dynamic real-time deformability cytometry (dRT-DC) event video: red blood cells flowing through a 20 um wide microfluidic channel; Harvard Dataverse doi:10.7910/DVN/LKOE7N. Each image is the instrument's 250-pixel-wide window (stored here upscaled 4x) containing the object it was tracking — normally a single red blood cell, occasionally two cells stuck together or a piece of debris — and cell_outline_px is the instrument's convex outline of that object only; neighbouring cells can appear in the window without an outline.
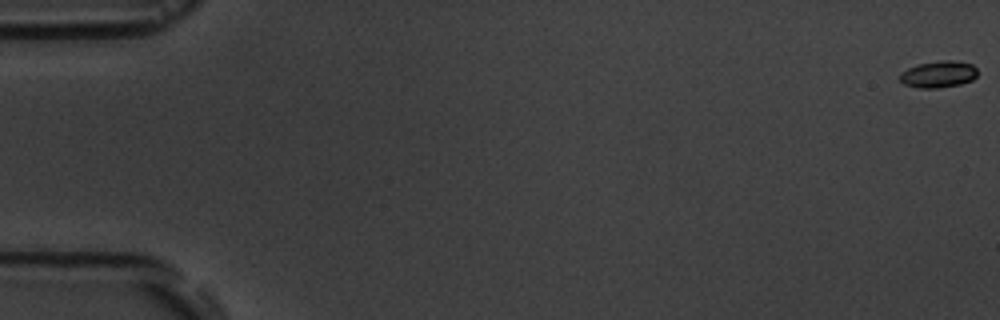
{"species": "common noctule bat (a hibernating species)", "species_latin": "Nyctalus noctula", "temperature_condition": "room temperature", "stored_images_in_passage": 6, "camera_frame_rate_fps": 3000, "um_per_image_px": 0.085, "animal": {"sex": "male", "body_mass_g": 19.5, "forearm_length_mm": 54.6}, "frame": {"image": 1, "passage_image": 1, "time_ms": 0.0, "image_size_px": [1000, 320], "cell_outline_px": [[976, 76], [972, 80], [960, 84], [936, 88], [916, 88], [904, 84], [900, 80], [900, 72], [916, 64], [940, 60], [952, 60], [972, 64], [976, 68]], "centroid_in_image_um": [79.74, 6.31], "position_along_channel_um": 5.3, "area_um2": 12.14}}
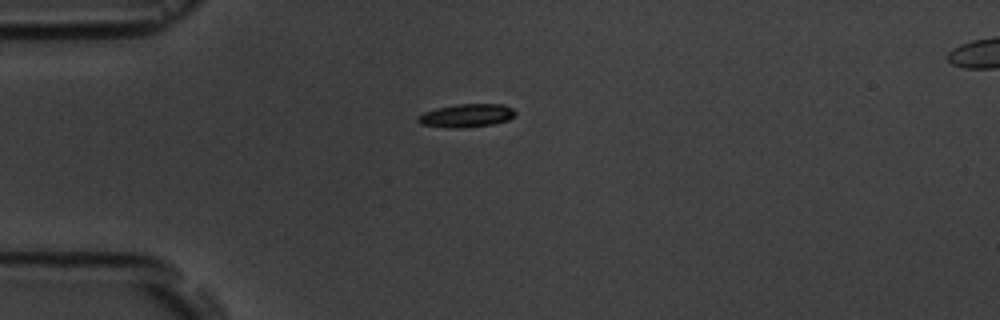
{"frame": {"image": 2, "passage_image": 5, "time_ms": 5.0, "image_size_px": [1000, 320], "cell_outline_px": [[516, 116], [508, 120], [492, 124], [460, 128], [452, 128], [420, 124], [416, 120], [416, 116], [424, 112], [436, 108], [456, 104], [504, 104], [512, 108], [516, 112]], "centroid_in_image_um": [39.65, 9.81], "position_along_channel_um": 45.4, "area_um2": 13.29}}